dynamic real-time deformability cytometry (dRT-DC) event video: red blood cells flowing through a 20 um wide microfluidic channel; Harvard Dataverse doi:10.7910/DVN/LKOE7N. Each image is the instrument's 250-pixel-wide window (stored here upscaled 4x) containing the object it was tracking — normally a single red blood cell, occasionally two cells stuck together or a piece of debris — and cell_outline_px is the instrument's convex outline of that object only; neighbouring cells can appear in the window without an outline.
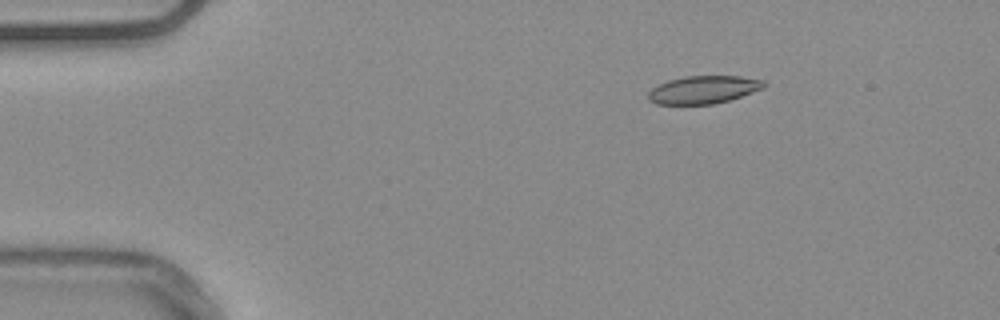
{"species": "common noctule bat (a hibernating species)", "species_latin": "Nyctalus noctula", "temperature_condition": "warm", "stored_images_in_passage": 47, "camera_frame_rate_fps": 3000, "um_per_image_px": 0.085, "animal": {"sex": "male", "body_mass_g": 20.4}, "frame": {"image": 1, "passage_image": 1, "time_ms": 0.0, "image_size_px": [1000, 320], "cell_outline_px": [[764, 88], [728, 100], [712, 104], [656, 104], [648, 100], [648, 92], [652, 88], [668, 80], [684, 76], [740, 76], [764, 80]], "centroid_in_image_um": [59.76, 7.62], "position_along_channel_um": 25.2, "area_um2": 18.61}}
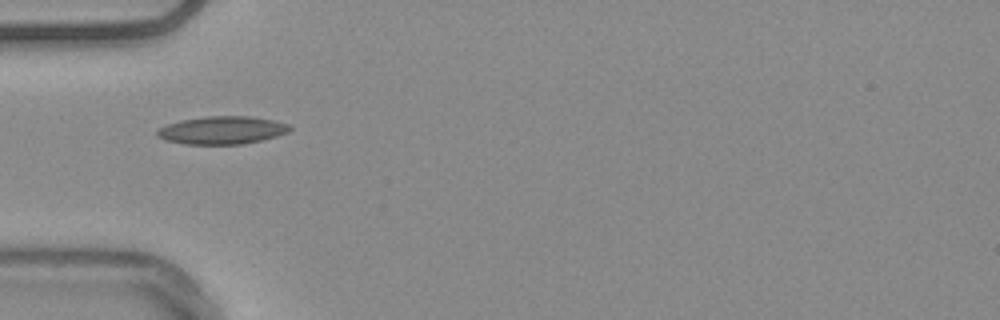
{"frame": {"image": 2, "passage_image": 10, "time_ms": 3.0, "image_size_px": [1000, 320], "cell_outline_px": [[292, 128], [288, 132], [276, 136], [244, 144], [184, 144], [164, 140], [156, 136], [156, 128], [180, 120], [204, 116], [252, 116], [272, 120], [288, 124]], "centroid_in_image_um": [18.82, 11.06], "position_along_channel_um": 66.2, "area_um2": 21.68}}
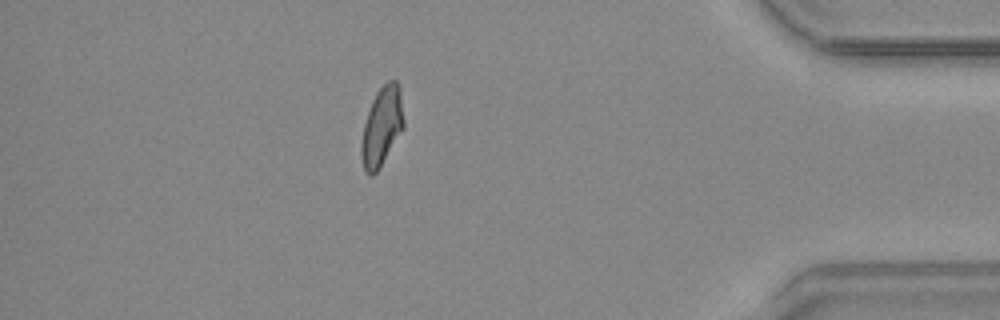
{"frame": {"image": 3, "passage_image": 40, "time_ms": 13.0, "image_size_px": [1000, 320], "cell_outline_px": [[404, 128], [380, 168], [372, 176], [368, 176], [364, 168], [360, 156], [360, 144], [364, 124], [372, 100], [376, 92], [388, 80], [396, 80], [400, 88], [404, 120]], "centroid_in_image_um": [32.45, 10.77], "position_along_channel_um": 402.7, "area_um2": 19.71}, "authors_computed_cell_mechanics": {"area_um2": 19.363, "velocity_mm_per_s": 3.7716, "shape_relaxation_time_tau1_ms": null, "shape_relaxation_time_tau2_ms": 3.0218, "deformation_change_tau1": null, "deformation_change_tau2": 0.0956}}